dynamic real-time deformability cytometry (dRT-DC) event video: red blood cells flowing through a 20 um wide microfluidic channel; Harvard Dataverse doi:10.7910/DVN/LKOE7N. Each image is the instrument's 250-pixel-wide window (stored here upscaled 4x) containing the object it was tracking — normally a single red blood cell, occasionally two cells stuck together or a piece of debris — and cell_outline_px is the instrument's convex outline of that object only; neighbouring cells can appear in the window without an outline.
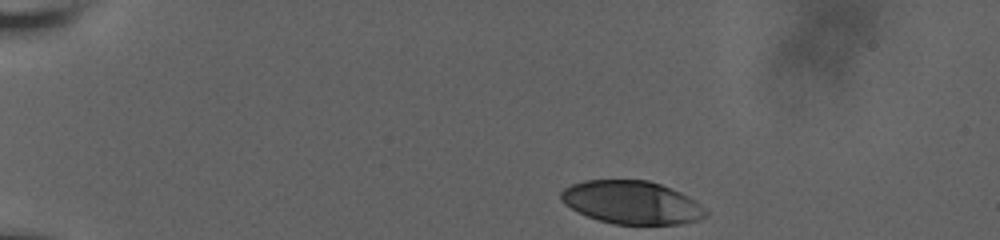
{"species": "human", "species_latin": "Homo sapiens", "temperature_condition": "room temperature", "stored_images_in_passage": 40, "camera_frame_rate_fps": 3000, "um_per_image_px": 0.085, "donor": {"sex": "male"}, "frame": {"image": 1, "passage_image": 1, "time_ms": 0.0, "image_size_px": [1000, 240], "cell_outline_px": [[708, 216], [696, 220], [680, 224], [612, 224], [588, 216], [564, 204], [560, 200], [560, 192], [564, 188], [572, 184], [584, 180], [648, 180], [672, 188], [688, 196], [700, 204], [708, 212]], "centroid_in_image_um": [53.7, 17.2], "position_along_channel_um": 31.3, "area_um2": 36.3}}
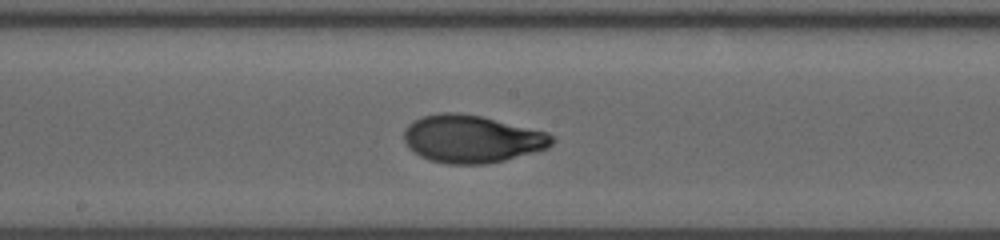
{"frame": {"image": 2, "passage_image": 23, "time_ms": 7.333, "image_size_px": [1000, 240], "cell_outline_px": [[556, 140], [548, 148], [504, 160], [484, 164], [448, 164], [428, 160], [420, 156], [408, 148], [404, 140], [404, 128], [412, 120], [424, 116], [440, 112], [456, 112], [480, 116], [548, 132]], "centroid_in_image_um": [40.07, 11.81], "position_along_channel_um": 208.1, "area_um2": 41.15}}
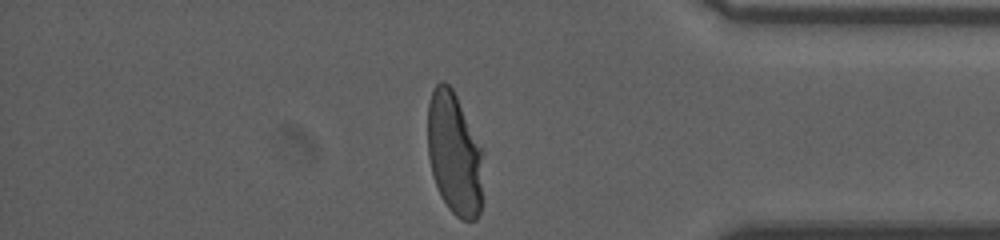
{"frame": {"image": 3, "passage_image": 40, "time_ms": 13.0, "image_size_px": [1000, 240], "cell_outline_px": [[484, 148], [480, 212], [476, 220], [460, 220], [448, 208], [440, 196], [432, 172], [428, 156], [428, 104], [432, 92], [436, 84], [440, 80], [444, 80], [452, 88]], "centroid_in_image_um": [38.65, 13.06], "position_along_channel_um": 396.6, "area_um2": 40.29}, "authors_computed_cell_mechanics": {"area_um2": 39.882, "velocity_mm_per_s": 3.647, "shape_relaxation_time_tau1_ms": 4.4602, "shape_relaxation_time_tau2_ms": null, "deformation_change_tau1": 0.2102, "deformation_change_tau2": null}}